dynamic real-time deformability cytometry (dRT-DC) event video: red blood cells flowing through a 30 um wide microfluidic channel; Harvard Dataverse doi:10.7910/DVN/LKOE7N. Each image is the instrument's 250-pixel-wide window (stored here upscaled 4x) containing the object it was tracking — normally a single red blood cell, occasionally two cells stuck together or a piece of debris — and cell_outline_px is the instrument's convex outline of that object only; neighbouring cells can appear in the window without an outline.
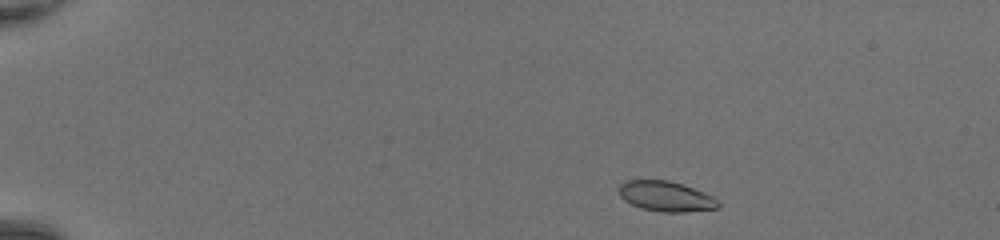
{"species": "common noctule bat (a hibernating species)", "species_latin": "Nyctalus noctula", "temperature_condition": "room temperature", "stored_images_in_passage": 43, "camera_frame_rate_fps": 3000, "um_per_image_px": 0.085, "animal": {"sex": "female", "body_mass_g": 20.0, "forearm_length_mm": 54.0}, "frame": {"image": 1, "passage_image": 3, "time_ms": 0.667, "image_size_px": [1000, 240], "cell_outline_px": [[720, 208], [684, 212], [660, 212], [640, 208], [624, 200], [620, 196], [616, 188], [620, 184], [628, 180], [668, 180], [704, 192], [712, 196], [720, 204]], "centroid_in_image_um": [56.56, 16.69], "position_along_channel_um": 28.4, "area_um2": 17.51}}
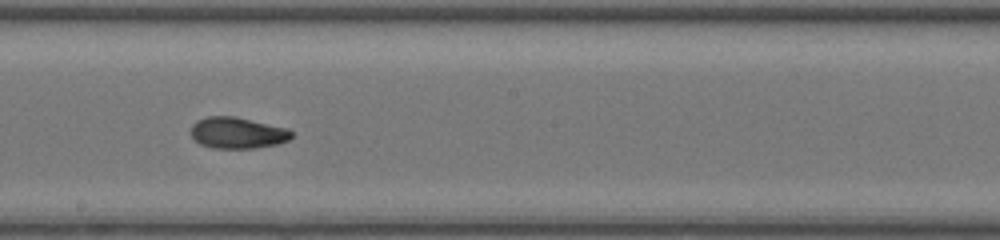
{"frame": {"image": 2, "passage_image": 24, "time_ms": 7.667, "image_size_px": [1000, 240], "cell_outline_px": [[292, 136], [288, 140], [276, 144], [256, 148], [212, 148], [200, 144], [192, 136], [192, 124], [196, 120], [208, 116], [232, 116], [288, 128], [292, 132]], "centroid_in_image_um": [20.17, 11.29], "position_along_channel_um": 228.0, "area_um2": 18.21}}
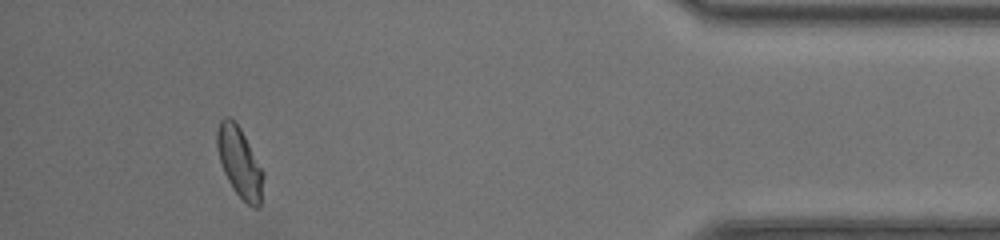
{"frame": {"image": 3, "passage_image": 40, "time_ms": 13.0, "image_size_px": [1000, 240], "cell_outline_px": [[264, 176], [260, 204], [256, 208], [252, 208], [236, 192], [228, 180], [224, 172], [220, 160], [216, 144], [216, 128], [220, 120], [224, 116], [228, 116], [240, 128], [264, 172]], "centroid_in_image_um": [20.35, 13.78], "position_along_channel_um": 414.8, "area_um2": 18.67}, "authors_computed_cell_mechanics": {"area_um2": 18.207, "velocity_mm_per_s": 4.3811, "shape_relaxation_time_tau1_ms": 2.7639, "shape_relaxation_time_tau2_ms": 1.5837, "deformation_change_tau1": 0.1474, "deformation_change_tau2": 0.0625}}